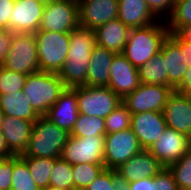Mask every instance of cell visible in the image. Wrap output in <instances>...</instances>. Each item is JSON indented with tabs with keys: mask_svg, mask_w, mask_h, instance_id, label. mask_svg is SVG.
I'll use <instances>...</instances> for the list:
<instances>
[{
	"mask_svg": "<svg viewBox=\"0 0 191 190\" xmlns=\"http://www.w3.org/2000/svg\"><path fill=\"white\" fill-rule=\"evenodd\" d=\"M94 32L96 45L115 53H122L130 28L117 18L97 27Z\"/></svg>",
	"mask_w": 191,
	"mask_h": 190,
	"instance_id": "cell-22",
	"label": "cell"
},
{
	"mask_svg": "<svg viewBox=\"0 0 191 190\" xmlns=\"http://www.w3.org/2000/svg\"><path fill=\"white\" fill-rule=\"evenodd\" d=\"M2 66L26 75L40 71L35 35L14 33L12 45Z\"/></svg>",
	"mask_w": 191,
	"mask_h": 190,
	"instance_id": "cell-6",
	"label": "cell"
},
{
	"mask_svg": "<svg viewBox=\"0 0 191 190\" xmlns=\"http://www.w3.org/2000/svg\"><path fill=\"white\" fill-rule=\"evenodd\" d=\"M4 117H5V114L2 110V108L0 107V130H1V127H2V124H3V121H4Z\"/></svg>",
	"mask_w": 191,
	"mask_h": 190,
	"instance_id": "cell-48",
	"label": "cell"
},
{
	"mask_svg": "<svg viewBox=\"0 0 191 190\" xmlns=\"http://www.w3.org/2000/svg\"><path fill=\"white\" fill-rule=\"evenodd\" d=\"M138 74L141 83L168 86L167 69H165V61L160 51L138 68Z\"/></svg>",
	"mask_w": 191,
	"mask_h": 190,
	"instance_id": "cell-26",
	"label": "cell"
},
{
	"mask_svg": "<svg viewBox=\"0 0 191 190\" xmlns=\"http://www.w3.org/2000/svg\"><path fill=\"white\" fill-rule=\"evenodd\" d=\"M152 13L158 18L167 16L166 19L172 14L175 0H146Z\"/></svg>",
	"mask_w": 191,
	"mask_h": 190,
	"instance_id": "cell-38",
	"label": "cell"
},
{
	"mask_svg": "<svg viewBox=\"0 0 191 190\" xmlns=\"http://www.w3.org/2000/svg\"><path fill=\"white\" fill-rule=\"evenodd\" d=\"M12 156H14V155H1V154H0V164H1L3 161H5L6 158H9V157H12Z\"/></svg>",
	"mask_w": 191,
	"mask_h": 190,
	"instance_id": "cell-50",
	"label": "cell"
},
{
	"mask_svg": "<svg viewBox=\"0 0 191 190\" xmlns=\"http://www.w3.org/2000/svg\"><path fill=\"white\" fill-rule=\"evenodd\" d=\"M105 134L104 118L79 114L70 136L92 138L93 136H105Z\"/></svg>",
	"mask_w": 191,
	"mask_h": 190,
	"instance_id": "cell-28",
	"label": "cell"
},
{
	"mask_svg": "<svg viewBox=\"0 0 191 190\" xmlns=\"http://www.w3.org/2000/svg\"><path fill=\"white\" fill-rule=\"evenodd\" d=\"M163 114L167 127L187 136L191 133V96L173 90Z\"/></svg>",
	"mask_w": 191,
	"mask_h": 190,
	"instance_id": "cell-18",
	"label": "cell"
},
{
	"mask_svg": "<svg viewBox=\"0 0 191 190\" xmlns=\"http://www.w3.org/2000/svg\"><path fill=\"white\" fill-rule=\"evenodd\" d=\"M69 1L75 2V3L79 4V3L82 2L83 0H69Z\"/></svg>",
	"mask_w": 191,
	"mask_h": 190,
	"instance_id": "cell-52",
	"label": "cell"
},
{
	"mask_svg": "<svg viewBox=\"0 0 191 190\" xmlns=\"http://www.w3.org/2000/svg\"><path fill=\"white\" fill-rule=\"evenodd\" d=\"M164 22L169 33H177L182 27L191 24V0H175L172 14Z\"/></svg>",
	"mask_w": 191,
	"mask_h": 190,
	"instance_id": "cell-30",
	"label": "cell"
},
{
	"mask_svg": "<svg viewBox=\"0 0 191 190\" xmlns=\"http://www.w3.org/2000/svg\"><path fill=\"white\" fill-rule=\"evenodd\" d=\"M120 183L116 170L105 168L85 190H117Z\"/></svg>",
	"mask_w": 191,
	"mask_h": 190,
	"instance_id": "cell-36",
	"label": "cell"
},
{
	"mask_svg": "<svg viewBox=\"0 0 191 190\" xmlns=\"http://www.w3.org/2000/svg\"><path fill=\"white\" fill-rule=\"evenodd\" d=\"M105 136H70L63 146L61 158L70 165L104 164Z\"/></svg>",
	"mask_w": 191,
	"mask_h": 190,
	"instance_id": "cell-9",
	"label": "cell"
},
{
	"mask_svg": "<svg viewBox=\"0 0 191 190\" xmlns=\"http://www.w3.org/2000/svg\"><path fill=\"white\" fill-rule=\"evenodd\" d=\"M11 190H41L34 182L27 164L19 156H13Z\"/></svg>",
	"mask_w": 191,
	"mask_h": 190,
	"instance_id": "cell-29",
	"label": "cell"
},
{
	"mask_svg": "<svg viewBox=\"0 0 191 190\" xmlns=\"http://www.w3.org/2000/svg\"><path fill=\"white\" fill-rule=\"evenodd\" d=\"M116 53L96 45L91 52L87 71V86H108L112 59Z\"/></svg>",
	"mask_w": 191,
	"mask_h": 190,
	"instance_id": "cell-24",
	"label": "cell"
},
{
	"mask_svg": "<svg viewBox=\"0 0 191 190\" xmlns=\"http://www.w3.org/2000/svg\"><path fill=\"white\" fill-rule=\"evenodd\" d=\"M140 84L138 68L134 67L122 53H116L112 59L108 87L123 99Z\"/></svg>",
	"mask_w": 191,
	"mask_h": 190,
	"instance_id": "cell-15",
	"label": "cell"
},
{
	"mask_svg": "<svg viewBox=\"0 0 191 190\" xmlns=\"http://www.w3.org/2000/svg\"><path fill=\"white\" fill-rule=\"evenodd\" d=\"M147 26L131 28L122 54L136 68L151 60L169 35L167 24L160 21Z\"/></svg>",
	"mask_w": 191,
	"mask_h": 190,
	"instance_id": "cell-2",
	"label": "cell"
},
{
	"mask_svg": "<svg viewBox=\"0 0 191 190\" xmlns=\"http://www.w3.org/2000/svg\"><path fill=\"white\" fill-rule=\"evenodd\" d=\"M79 114L77 87H74L65 88L44 116L53 121L58 127L71 133Z\"/></svg>",
	"mask_w": 191,
	"mask_h": 190,
	"instance_id": "cell-19",
	"label": "cell"
},
{
	"mask_svg": "<svg viewBox=\"0 0 191 190\" xmlns=\"http://www.w3.org/2000/svg\"><path fill=\"white\" fill-rule=\"evenodd\" d=\"M0 107L5 116H12L32 121L40 116L29 104L23 90L0 95Z\"/></svg>",
	"mask_w": 191,
	"mask_h": 190,
	"instance_id": "cell-25",
	"label": "cell"
},
{
	"mask_svg": "<svg viewBox=\"0 0 191 190\" xmlns=\"http://www.w3.org/2000/svg\"><path fill=\"white\" fill-rule=\"evenodd\" d=\"M57 73L38 71L27 76L23 92L34 110L43 116L65 90Z\"/></svg>",
	"mask_w": 191,
	"mask_h": 190,
	"instance_id": "cell-4",
	"label": "cell"
},
{
	"mask_svg": "<svg viewBox=\"0 0 191 190\" xmlns=\"http://www.w3.org/2000/svg\"><path fill=\"white\" fill-rule=\"evenodd\" d=\"M168 168L173 173L179 190H191V151L188 150L180 160Z\"/></svg>",
	"mask_w": 191,
	"mask_h": 190,
	"instance_id": "cell-34",
	"label": "cell"
},
{
	"mask_svg": "<svg viewBox=\"0 0 191 190\" xmlns=\"http://www.w3.org/2000/svg\"><path fill=\"white\" fill-rule=\"evenodd\" d=\"M172 92L173 89L169 86L141 83L132 93L126 95L122 102L132 115L147 111L163 112Z\"/></svg>",
	"mask_w": 191,
	"mask_h": 190,
	"instance_id": "cell-10",
	"label": "cell"
},
{
	"mask_svg": "<svg viewBox=\"0 0 191 190\" xmlns=\"http://www.w3.org/2000/svg\"><path fill=\"white\" fill-rule=\"evenodd\" d=\"M148 150L164 167L168 168L188 151V136L167 127Z\"/></svg>",
	"mask_w": 191,
	"mask_h": 190,
	"instance_id": "cell-13",
	"label": "cell"
},
{
	"mask_svg": "<svg viewBox=\"0 0 191 190\" xmlns=\"http://www.w3.org/2000/svg\"><path fill=\"white\" fill-rule=\"evenodd\" d=\"M27 76L2 66L0 68V95L23 90Z\"/></svg>",
	"mask_w": 191,
	"mask_h": 190,
	"instance_id": "cell-35",
	"label": "cell"
},
{
	"mask_svg": "<svg viewBox=\"0 0 191 190\" xmlns=\"http://www.w3.org/2000/svg\"><path fill=\"white\" fill-rule=\"evenodd\" d=\"M188 150L191 151V133L188 135Z\"/></svg>",
	"mask_w": 191,
	"mask_h": 190,
	"instance_id": "cell-51",
	"label": "cell"
},
{
	"mask_svg": "<svg viewBox=\"0 0 191 190\" xmlns=\"http://www.w3.org/2000/svg\"><path fill=\"white\" fill-rule=\"evenodd\" d=\"M69 137L67 130L44 115L39 116L33 123L26 151L19 157L59 158Z\"/></svg>",
	"mask_w": 191,
	"mask_h": 190,
	"instance_id": "cell-3",
	"label": "cell"
},
{
	"mask_svg": "<svg viewBox=\"0 0 191 190\" xmlns=\"http://www.w3.org/2000/svg\"><path fill=\"white\" fill-rule=\"evenodd\" d=\"M105 169V164L72 165L75 188L86 189Z\"/></svg>",
	"mask_w": 191,
	"mask_h": 190,
	"instance_id": "cell-31",
	"label": "cell"
},
{
	"mask_svg": "<svg viewBox=\"0 0 191 190\" xmlns=\"http://www.w3.org/2000/svg\"><path fill=\"white\" fill-rule=\"evenodd\" d=\"M33 122L22 118L5 116L1 131L6 138L10 152L14 156L23 155L26 151Z\"/></svg>",
	"mask_w": 191,
	"mask_h": 190,
	"instance_id": "cell-20",
	"label": "cell"
},
{
	"mask_svg": "<svg viewBox=\"0 0 191 190\" xmlns=\"http://www.w3.org/2000/svg\"><path fill=\"white\" fill-rule=\"evenodd\" d=\"M129 190H156L153 178H141L127 183Z\"/></svg>",
	"mask_w": 191,
	"mask_h": 190,
	"instance_id": "cell-43",
	"label": "cell"
},
{
	"mask_svg": "<svg viewBox=\"0 0 191 190\" xmlns=\"http://www.w3.org/2000/svg\"><path fill=\"white\" fill-rule=\"evenodd\" d=\"M131 130L135 133L143 149H149L167 128L163 112L147 111L133 114Z\"/></svg>",
	"mask_w": 191,
	"mask_h": 190,
	"instance_id": "cell-17",
	"label": "cell"
},
{
	"mask_svg": "<svg viewBox=\"0 0 191 190\" xmlns=\"http://www.w3.org/2000/svg\"><path fill=\"white\" fill-rule=\"evenodd\" d=\"M28 166L36 185L42 189L49 186L51 172L57 158L20 157Z\"/></svg>",
	"mask_w": 191,
	"mask_h": 190,
	"instance_id": "cell-27",
	"label": "cell"
},
{
	"mask_svg": "<svg viewBox=\"0 0 191 190\" xmlns=\"http://www.w3.org/2000/svg\"><path fill=\"white\" fill-rule=\"evenodd\" d=\"M41 190H72V189L58 188V187L49 185L46 188H42Z\"/></svg>",
	"mask_w": 191,
	"mask_h": 190,
	"instance_id": "cell-47",
	"label": "cell"
},
{
	"mask_svg": "<svg viewBox=\"0 0 191 190\" xmlns=\"http://www.w3.org/2000/svg\"><path fill=\"white\" fill-rule=\"evenodd\" d=\"M79 25L95 30L118 18V0H83L78 4Z\"/></svg>",
	"mask_w": 191,
	"mask_h": 190,
	"instance_id": "cell-16",
	"label": "cell"
},
{
	"mask_svg": "<svg viewBox=\"0 0 191 190\" xmlns=\"http://www.w3.org/2000/svg\"><path fill=\"white\" fill-rule=\"evenodd\" d=\"M49 185L73 190L75 186L72 165L63 160L61 157L57 158L51 172Z\"/></svg>",
	"mask_w": 191,
	"mask_h": 190,
	"instance_id": "cell-33",
	"label": "cell"
},
{
	"mask_svg": "<svg viewBox=\"0 0 191 190\" xmlns=\"http://www.w3.org/2000/svg\"><path fill=\"white\" fill-rule=\"evenodd\" d=\"M163 168L148 149H142L115 170L121 183L127 184L141 178H153Z\"/></svg>",
	"mask_w": 191,
	"mask_h": 190,
	"instance_id": "cell-14",
	"label": "cell"
},
{
	"mask_svg": "<svg viewBox=\"0 0 191 190\" xmlns=\"http://www.w3.org/2000/svg\"><path fill=\"white\" fill-rule=\"evenodd\" d=\"M44 7L42 0H15L8 30L34 34L39 30Z\"/></svg>",
	"mask_w": 191,
	"mask_h": 190,
	"instance_id": "cell-12",
	"label": "cell"
},
{
	"mask_svg": "<svg viewBox=\"0 0 191 190\" xmlns=\"http://www.w3.org/2000/svg\"><path fill=\"white\" fill-rule=\"evenodd\" d=\"M175 91L191 96V69L189 67L184 73L181 84Z\"/></svg>",
	"mask_w": 191,
	"mask_h": 190,
	"instance_id": "cell-44",
	"label": "cell"
},
{
	"mask_svg": "<svg viewBox=\"0 0 191 190\" xmlns=\"http://www.w3.org/2000/svg\"><path fill=\"white\" fill-rule=\"evenodd\" d=\"M79 26L78 4L69 0H47L39 30L71 33Z\"/></svg>",
	"mask_w": 191,
	"mask_h": 190,
	"instance_id": "cell-8",
	"label": "cell"
},
{
	"mask_svg": "<svg viewBox=\"0 0 191 190\" xmlns=\"http://www.w3.org/2000/svg\"><path fill=\"white\" fill-rule=\"evenodd\" d=\"M117 190H129L127 184L120 183Z\"/></svg>",
	"mask_w": 191,
	"mask_h": 190,
	"instance_id": "cell-49",
	"label": "cell"
},
{
	"mask_svg": "<svg viewBox=\"0 0 191 190\" xmlns=\"http://www.w3.org/2000/svg\"><path fill=\"white\" fill-rule=\"evenodd\" d=\"M154 183L156 190H179L173 173L167 167L154 176Z\"/></svg>",
	"mask_w": 191,
	"mask_h": 190,
	"instance_id": "cell-37",
	"label": "cell"
},
{
	"mask_svg": "<svg viewBox=\"0 0 191 190\" xmlns=\"http://www.w3.org/2000/svg\"><path fill=\"white\" fill-rule=\"evenodd\" d=\"M78 110L86 116L106 118L122 99L108 86H78L77 87Z\"/></svg>",
	"mask_w": 191,
	"mask_h": 190,
	"instance_id": "cell-7",
	"label": "cell"
},
{
	"mask_svg": "<svg viewBox=\"0 0 191 190\" xmlns=\"http://www.w3.org/2000/svg\"><path fill=\"white\" fill-rule=\"evenodd\" d=\"M13 173V156L0 164V190H11Z\"/></svg>",
	"mask_w": 191,
	"mask_h": 190,
	"instance_id": "cell-39",
	"label": "cell"
},
{
	"mask_svg": "<svg viewBox=\"0 0 191 190\" xmlns=\"http://www.w3.org/2000/svg\"><path fill=\"white\" fill-rule=\"evenodd\" d=\"M131 117L132 113L122 102L105 118L106 134H112L129 129L131 125Z\"/></svg>",
	"mask_w": 191,
	"mask_h": 190,
	"instance_id": "cell-32",
	"label": "cell"
},
{
	"mask_svg": "<svg viewBox=\"0 0 191 190\" xmlns=\"http://www.w3.org/2000/svg\"><path fill=\"white\" fill-rule=\"evenodd\" d=\"M118 19L130 29L159 21L146 0H118Z\"/></svg>",
	"mask_w": 191,
	"mask_h": 190,
	"instance_id": "cell-21",
	"label": "cell"
},
{
	"mask_svg": "<svg viewBox=\"0 0 191 190\" xmlns=\"http://www.w3.org/2000/svg\"><path fill=\"white\" fill-rule=\"evenodd\" d=\"M168 36L181 48L185 63L191 69V43L184 41L177 33H169Z\"/></svg>",
	"mask_w": 191,
	"mask_h": 190,
	"instance_id": "cell-42",
	"label": "cell"
},
{
	"mask_svg": "<svg viewBox=\"0 0 191 190\" xmlns=\"http://www.w3.org/2000/svg\"><path fill=\"white\" fill-rule=\"evenodd\" d=\"M15 0H0V28L8 29Z\"/></svg>",
	"mask_w": 191,
	"mask_h": 190,
	"instance_id": "cell-41",
	"label": "cell"
},
{
	"mask_svg": "<svg viewBox=\"0 0 191 190\" xmlns=\"http://www.w3.org/2000/svg\"><path fill=\"white\" fill-rule=\"evenodd\" d=\"M0 154L1 155H13L7 145L6 138L0 130Z\"/></svg>",
	"mask_w": 191,
	"mask_h": 190,
	"instance_id": "cell-46",
	"label": "cell"
},
{
	"mask_svg": "<svg viewBox=\"0 0 191 190\" xmlns=\"http://www.w3.org/2000/svg\"><path fill=\"white\" fill-rule=\"evenodd\" d=\"M73 190H85V189L74 188Z\"/></svg>",
	"mask_w": 191,
	"mask_h": 190,
	"instance_id": "cell-53",
	"label": "cell"
},
{
	"mask_svg": "<svg viewBox=\"0 0 191 190\" xmlns=\"http://www.w3.org/2000/svg\"><path fill=\"white\" fill-rule=\"evenodd\" d=\"M142 149L137 136L131 128L105 134V168L115 170Z\"/></svg>",
	"mask_w": 191,
	"mask_h": 190,
	"instance_id": "cell-11",
	"label": "cell"
},
{
	"mask_svg": "<svg viewBox=\"0 0 191 190\" xmlns=\"http://www.w3.org/2000/svg\"><path fill=\"white\" fill-rule=\"evenodd\" d=\"M13 32L8 29L0 28V63L6 59L8 51L12 45Z\"/></svg>",
	"mask_w": 191,
	"mask_h": 190,
	"instance_id": "cell-40",
	"label": "cell"
},
{
	"mask_svg": "<svg viewBox=\"0 0 191 190\" xmlns=\"http://www.w3.org/2000/svg\"><path fill=\"white\" fill-rule=\"evenodd\" d=\"M177 34L184 40L191 43V24L182 27Z\"/></svg>",
	"mask_w": 191,
	"mask_h": 190,
	"instance_id": "cell-45",
	"label": "cell"
},
{
	"mask_svg": "<svg viewBox=\"0 0 191 190\" xmlns=\"http://www.w3.org/2000/svg\"><path fill=\"white\" fill-rule=\"evenodd\" d=\"M95 46L94 30L79 25L70 33L68 55L57 73L66 88L86 85L91 52Z\"/></svg>",
	"mask_w": 191,
	"mask_h": 190,
	"instance_id": "cell-1",
	"label": "cell"
},
{
	"mask_svg": "<svg viewBox=\"0 0 191 190\" xmlns=\"http://www.w3.org/2000/svg\"><path fill=\"white\" fill-rule=\"evenodd\" d=\"M34 35L40 71L58 73L68 55L70 33L37 30Z\"/></svg>",
	"mask_w": 191,
	"mask_h": 190,
	"instance_id": "cell-5",
	"label": "cell"
},
{
	"mask_svg": "<svg viewBox=\"0 0 191 190\" xmlns=\"http://www.w3.org/2000/svg\"><path fill=\"white\" fill-rule=\"evenodd\" d=\"M160 52L167 69L168 86L175 90L181 84L188 65L185 63L181 48L169 36L162 43Z\"/></svg>",
	"mask_w": 191,
	"mask_h": 190,
	"instance_id": "cell-23",
	"label": "cell"
}]
</instances>
